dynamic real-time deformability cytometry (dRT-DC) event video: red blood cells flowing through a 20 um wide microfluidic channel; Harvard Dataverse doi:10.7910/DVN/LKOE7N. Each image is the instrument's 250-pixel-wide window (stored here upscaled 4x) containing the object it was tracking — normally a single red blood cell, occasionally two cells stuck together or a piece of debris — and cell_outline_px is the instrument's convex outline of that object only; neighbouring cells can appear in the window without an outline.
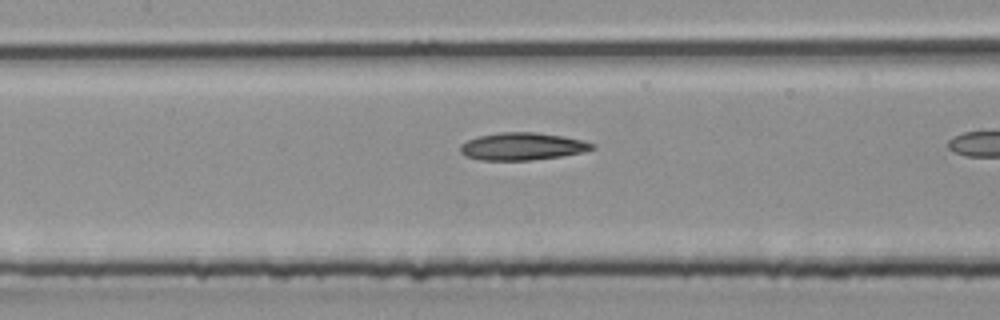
{"species": "common noctule bat (a hibernating species)", "species_latin": "Nyctalus noctula", "temperature_condition": "room temperature", "stored_images_in_passage": 11, "camera_frame_rate_fps": 3000, "um_per_image_px": 0.085, "animal": {"sex": "male", "body_mass_g": 20.4}, "frame": {"image": 1, "passage_image": 10, "time_ms": 3.0, "image_size_px": [1000, 320], "cell_outline_px": [[596, 148], [584, 152], [560, 156], [532, 160], [480, 160], [464, 156], [460, 152], [460, 144], [476, 136], [500, 132], [536, 132], [564, 136], [584, 140], [596, 144]], "centroid_in_image_um": [44.41, 12.44], "position_along_channel_um": 163.0, "area_um2": 21.39}}